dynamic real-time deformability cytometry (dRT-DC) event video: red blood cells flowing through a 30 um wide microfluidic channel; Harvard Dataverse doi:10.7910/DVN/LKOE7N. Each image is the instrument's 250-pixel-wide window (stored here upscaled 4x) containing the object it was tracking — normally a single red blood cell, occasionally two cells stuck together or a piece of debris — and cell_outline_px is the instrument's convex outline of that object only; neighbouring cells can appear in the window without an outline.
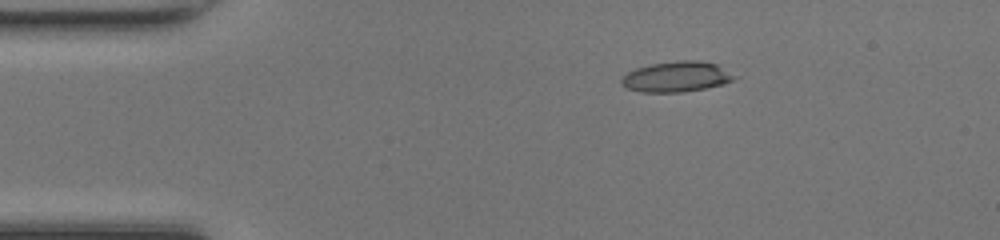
{"species": "common noctule bat (a hibernating species)", "species_latin": "Nyctalus noctula", "temperature_condition": "room temperature", "stored_images_in_passage": 41, "camera_frame_rate_fps": 3000, "um_per_image_px": 0.085, "animal": {"sex": "female", "body_mass_g": 17.0, "forearm_length_mm": 48.0}, "frame": {"image": 1, "passage_image": 1, "time_ms": 0.0, "image_size_px": [1000, 240], "cell_outline_px": [[740, 76], [724, 84], [684, 92], [640, 92], [624, 88], [620, 84], [620, 80], [628, 72], [636, 68], [652, 64], [680, 60], [700, 60], [716, 64]], "centroid_in_image_um": [57.51, 6.52], "position_along_channel_um": 27.5, "area_um2": 20.23}}
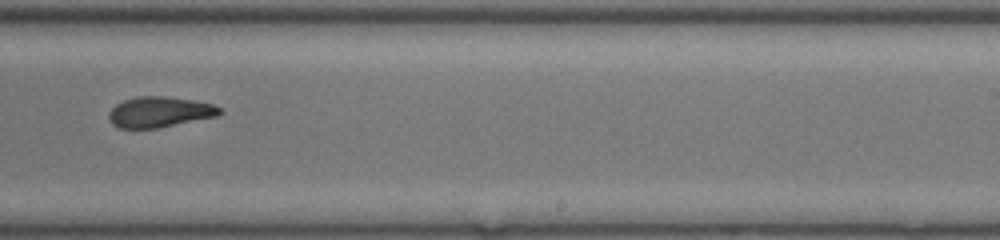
{"frame": {"image": 2, "passage_image": 23, "time_ms": 7.333, "image_size_px": [1000, 240], "cell_outline_px": [[224, 112], [216, 116], [156, 128], [120, 128], [112, 124], [108, 116], [108, 112], [116, 104], [124, 100], [140, 96], [164, 96], [192, 100], [212, 104], [220, 108]], "centroid_in_image_um": [13.54, 9.51], "position_along_channel_um": 275.5, "area_um2": 19.54}}
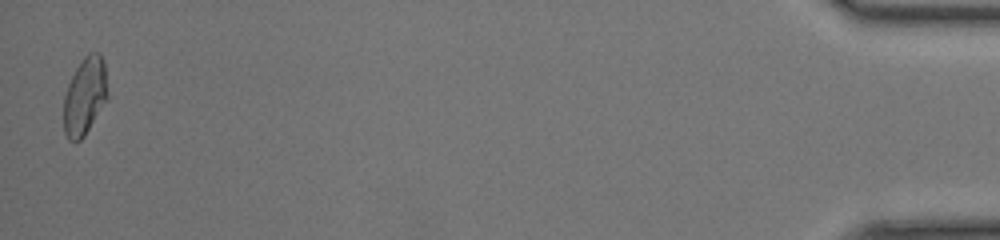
{"frame": {"image": 3, "passage_image": 41, "time_ms": 13.333, "image_size_px": [1000, 240], "cell_outline_px": [[108, 100], [84, 136], [80, 140], [68, 140], [64, 132], [64, 96], [68, 84], [76, 68], [84, 56], [88, 52], [100, 52], [104, 60], [108, 96]], "centroid_in_image_um": [7.23, 8.15], "position_along_channel_um": 428.0, "area_um2": 20.0}, "authors_computed_cell_mechanics": {"area_um2": 20.1722, "velocity_mm_per_s": 4.2266, "shape_relaxation_time_tau1_ms": null, "shape_relaxation_time_tau2_ms": 2.8237, "deformation_change_tau1": null, "deformation_change_tau2": 0.1041}}